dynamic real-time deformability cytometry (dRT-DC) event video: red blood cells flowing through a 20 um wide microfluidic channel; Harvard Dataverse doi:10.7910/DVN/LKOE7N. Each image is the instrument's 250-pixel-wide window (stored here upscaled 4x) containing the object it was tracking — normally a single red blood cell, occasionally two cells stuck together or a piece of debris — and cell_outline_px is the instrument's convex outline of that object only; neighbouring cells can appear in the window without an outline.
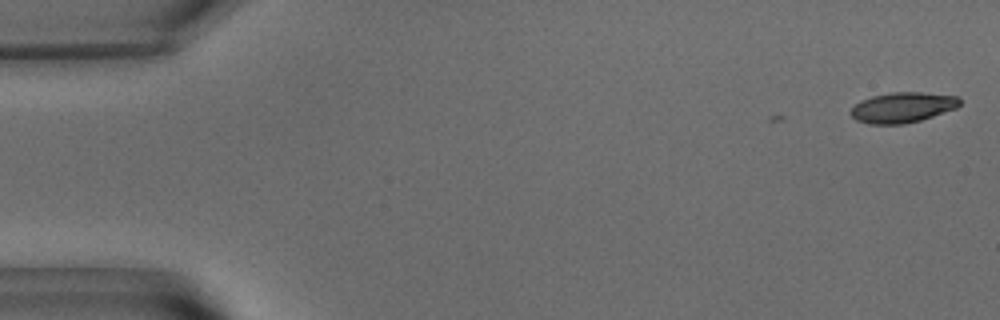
{"species": "common noctule bat (a hibernating species)", "species_latin": "Nyctalus noctula", "temperature_condition": "warm", "stored_images_in_passage": 2, "camera_frame_rate_fps": 3000, "um_per_image_px": 0.085, "animal": {"sex": "male", "body_mass_g": 15.6}, "frame": {"image": 1, "passage_image": 2, "time_ms": 0.333, "image_size_px": [1000, 320], "cell_outline_px": [[960, 104], [956, 108], [920, 120], [904, 124], [868, 124], [856, 120], [848, 112], [860, 100], [872, 96], [892, 92], [920, 92], [956, 96], [960, 100]], "centroid_in_image_um": [76.67, 9.13], "position_along_channel_um": 8.3, "area_um2": 19.19}}